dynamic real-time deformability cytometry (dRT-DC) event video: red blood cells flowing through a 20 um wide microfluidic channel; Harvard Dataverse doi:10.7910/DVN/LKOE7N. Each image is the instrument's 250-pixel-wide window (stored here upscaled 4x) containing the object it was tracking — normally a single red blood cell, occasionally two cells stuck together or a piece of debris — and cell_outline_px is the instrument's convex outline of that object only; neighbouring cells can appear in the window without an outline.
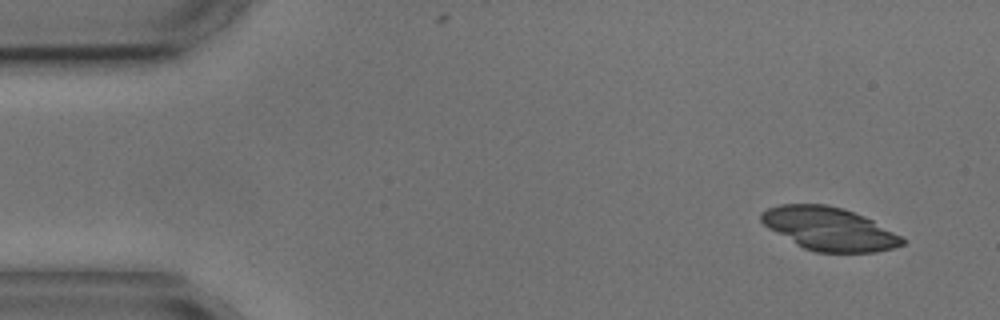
{"species": "common noctule bat (a hibernating species)", "species_latin": "Nyctalus noctula", "temperature_condition": "cold", "stored_images_in_passage": 10, "camera_frame_rate_fps": 3000, "um_per_image_px": 0.085, "animal": {"sex": "male", "body_mass_g": 17.9, "forearm_length_mm": 54.2}, "frame": {"image": 1, "passage_image": 1, "time_ms": 0.0, "image_size_px": [1000, 320], "cell_outline_px": [[908, 240], [904, 244], [892, 248], [876, 252], [816, 252], [804, 248], [796, 244], [768, 228], [760, 220], [760, 212], [768, 208], [780, 204], [828, 204], [864, 216], [872, 220]], "centroid_in_image_um": [70.47, 19.45], "position_along_channel_um": 14.5, "area_um2": 35.26}}